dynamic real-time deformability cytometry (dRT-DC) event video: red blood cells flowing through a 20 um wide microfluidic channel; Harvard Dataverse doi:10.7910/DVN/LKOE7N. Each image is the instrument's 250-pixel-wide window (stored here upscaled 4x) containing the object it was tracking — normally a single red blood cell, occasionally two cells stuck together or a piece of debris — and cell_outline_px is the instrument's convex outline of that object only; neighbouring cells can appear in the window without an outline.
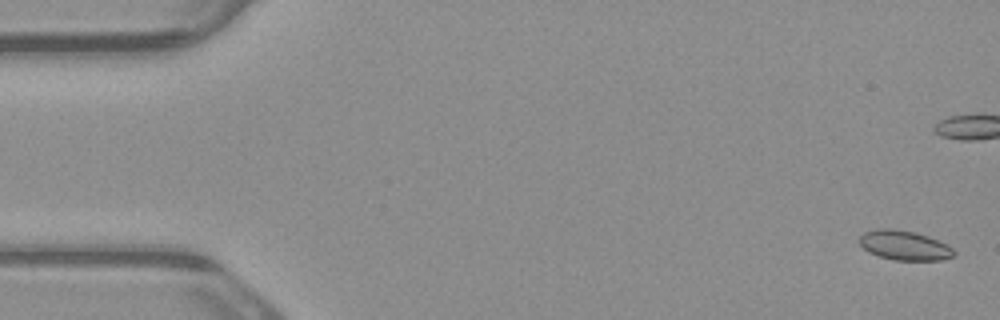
{"species": "common noctule bat (a hibernating species)", "species_latin": "Nyctalus noctula", "temperature_condition": "warm", "stored_images_in_passage": 6, "camera_frame_rate_fps": 3000, "um_per_image_px": 0.085, "animal": {"sex": "male", "body_mass_g": 23.1, "forearm_length_mm": 52.7}, "frame": {"image": 1, "passage_image": 1, "time_ms": 0.0, "image_size_px": [1000, 320], "cell_outline_px": [[956, 256], [940, 260], [892, 260], [868, 252], [860, 244], [860, 236], [864, 232], [876, 228], [892, 228], [916, 232], [940, 240], [948, 244], [956, 252]], "centroid_in_image_um": [76.91, 20.85], "position_along_channel_um": 8.1, "area_um2": 16.53}}
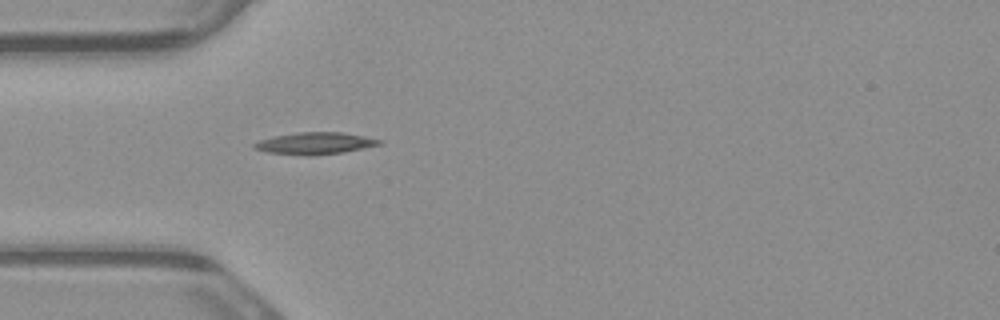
{"frame": {"image": 2, "passage_image": 6, "time_ms": 1.667, "image_size_px": [1000, 320], "cell_outline_px": [[384, 144], [344, 152], [308, 156], [304, 156], [268, 152], [252, 148], [252, 144], [260, 140], [276, 136], [300, 132], [340, 132], [364, 136], [384, 140]], "centroid_in_image_um": [26.82, 12.19], "position_along_channel_um": 58.2, "area_um2": 16.01}}